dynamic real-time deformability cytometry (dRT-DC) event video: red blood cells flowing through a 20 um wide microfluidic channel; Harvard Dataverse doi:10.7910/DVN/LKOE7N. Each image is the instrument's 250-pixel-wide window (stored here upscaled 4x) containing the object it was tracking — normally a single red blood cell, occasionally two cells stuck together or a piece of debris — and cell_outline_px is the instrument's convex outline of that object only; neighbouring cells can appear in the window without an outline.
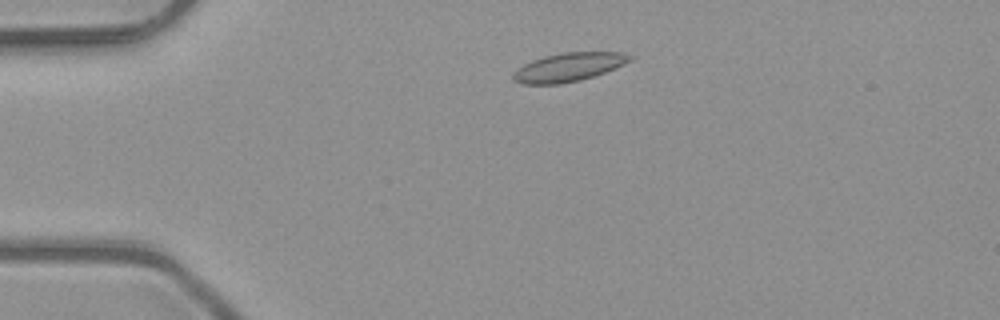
{"species": "common noctule bat (a hibernating species)", "species_latin": "Nyctalus noctula", "temperature_condition": "room temperature", "stored_images_in_passage": 3, "camera_frame_rate_fps": 3000, "um_per_image_px": 0.085, "animal": {"sex": "male", "body_mass_g": 23.1, "forearm_length_mm": 52.7}, "frame": {"image": 1, "passage_image": 2, "time_ms": 0.333, "image_size_px": [1000, 320], "cell_outline_px": [[636, 56], [632, 60], [624, 64], [604, 72], [580, 80], [560, 84], [520, 84], [512, 80], [512, 72], [524, 64], [532, 60], [544, 56], [560, 52], [624, 52]], "centroid_in_image_um": [48.32, 5.7], "position_along_channel_um": 36.7, "area_um2": 19.65}}